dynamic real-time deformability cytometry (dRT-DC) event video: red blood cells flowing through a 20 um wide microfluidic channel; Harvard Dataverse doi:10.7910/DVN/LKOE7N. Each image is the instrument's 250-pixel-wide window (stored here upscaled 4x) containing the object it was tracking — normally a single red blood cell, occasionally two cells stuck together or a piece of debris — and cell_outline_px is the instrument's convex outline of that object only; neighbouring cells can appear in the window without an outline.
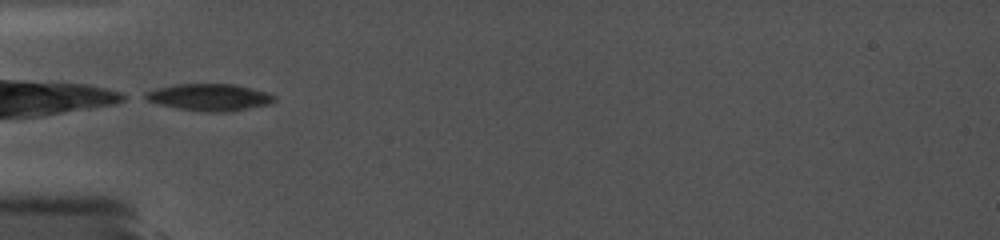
{"species": "common noctule bat (a hibernating species)", "species_latin": "Nyctalus noctula", "temperature_condition": "cold", "stored_images_in_passage": 22, "camera_frame_rate_fps": 5000, "um_per_image_px": 0.085, "animal": {"sex": "female", "body_mass_g": 19.0, "forearm_length_mm": 56.7}, "frame": {"image": 1, "passage_image": 1, "time_ms": 0.0, "image_size_px": [1000, 240], "cell_outline_px": [[276, 100], [268, 104], [224, 112], [204, 112], [180, 108], [160, 104], [148, 100], [140, 96], [144, 92], [156, 88], [176, 84], [232, 84], [264, 92], [276, 96]], "centroid_in_image_um": [17.73, 8.26], "position_along_channel_um": 67.3, "area_um2": 19.88}}
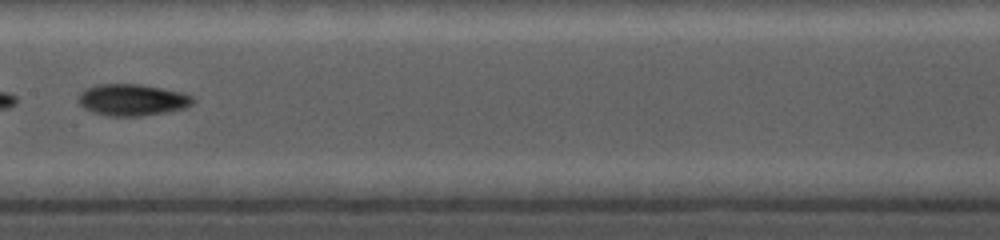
{"frame": {"image": 2, "passage_image": 13, "time_ms": 3.4, "image_size_px": [1000, 240], "cell_outline_px": [[196, 100], [192, 104], [184, 108], [164, 112], [140, 116], [108, 116], [92, 112], [84, 108], [80, 104], [80, 96], [84, 88], [96, 84], [140, 84], [184, 92], [192, 96]], "centroid_in_image_um": [11.26, 8.48], "position_along_channel_um": 196.1, "area_um2": 21.1}}